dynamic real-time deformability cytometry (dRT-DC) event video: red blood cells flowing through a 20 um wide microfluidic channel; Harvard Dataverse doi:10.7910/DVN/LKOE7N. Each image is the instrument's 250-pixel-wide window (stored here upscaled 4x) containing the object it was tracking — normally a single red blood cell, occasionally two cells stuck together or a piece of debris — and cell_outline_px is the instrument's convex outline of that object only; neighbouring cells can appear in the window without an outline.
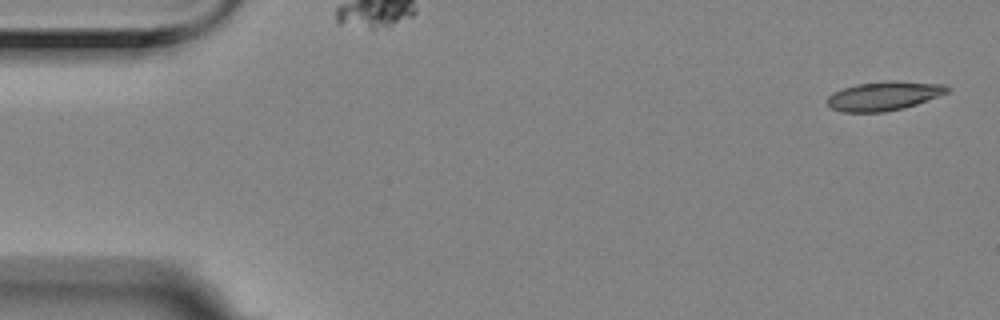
{"species": "Egyptian fruit bat (a non-hibernating species)", "species_latin": "Rousettus aegyptiacus", "temperature_condition": "room temperature", "stored_images_in_passage": 9, "camera_frame_rate_fps": 3000, "um_per_image_px": 0.085, "animal": {"sex": "female"}, "frame": {"image": 1, "passage_image": 1, "time_ms": 0.0, "image_size_px": [1000, 320], "cell_outline_px": [[952, 88], [948, 92], [916, 104], [904, 108], [884, 112], [844, 112], [832, 108], [824, 100], [832, 92], [856, 84], [888, 80], [896, 80], [944, 84]], "centroid_in_image_um": [75.12, 8.14], "position_along_channel_um": 9.9, "area_um2": 20.46}}